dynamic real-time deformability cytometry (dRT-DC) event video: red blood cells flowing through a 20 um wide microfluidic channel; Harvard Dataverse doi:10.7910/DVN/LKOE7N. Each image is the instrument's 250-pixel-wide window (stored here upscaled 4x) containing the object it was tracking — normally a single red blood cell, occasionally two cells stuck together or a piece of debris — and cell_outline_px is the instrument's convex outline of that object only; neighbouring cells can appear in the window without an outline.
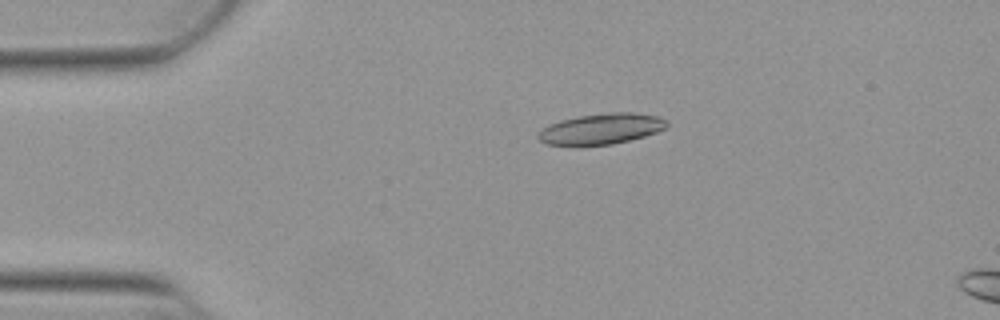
{"species": "Egyptian fruit bat (a non-hibernating species)", "species_latin": "Rousettus aegyptiacus", "temperature_condition": "warm", "stored_images_in_passage": 48, "camera_frame_rate_fps": 3000, "um_per_image_px": 0.085, "animal": {"sex": "female"}, "frame": {"image": 1, "passage_image": 6, "time_ms": 1.667, "image_size_px": [1000, 320], "cell_outline_px": [[668, 124], [664, 128], [656, 132], [644, 136], [612, 144], [580, 148], [576, 148], [544, 144], [536, 136], [544, 128], [560, 120], [580, 116], [608, 112], [632, 112], [660, 116], [668, 120]], "centroid_in_image_um": [51.07, 10.99], "position_along_channel_um": 33.9, "area_um2": 23.64}}
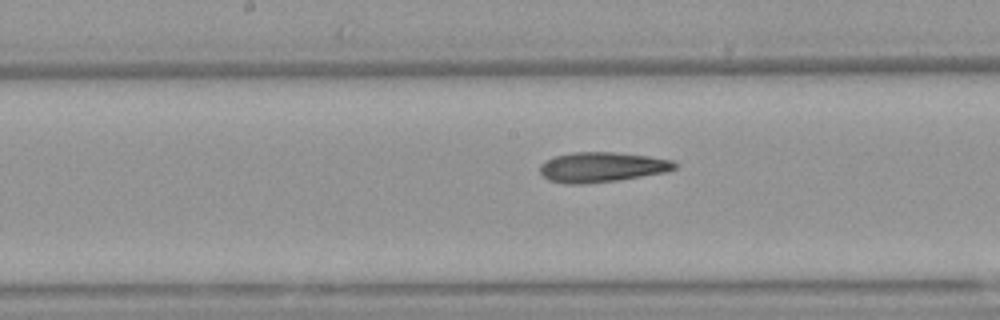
{"frame": {"image": 2, "passage_image": 22, "time_ms": 7.0, "image_size_px": [1000, 320], "cell_outline_px": [[676, 168], [664, 172], [616, 180], [584, 184], [564, 184], [548, 180], [540, 172], [540, 164], [556, 156], [572, 152], [616, 152], [648, 156], [672, 160], [676, 164]], "centroid_in_image_um": [51.13, 14.2], "position_along_channel_um": 197.1, "area_um2": 23.35}}
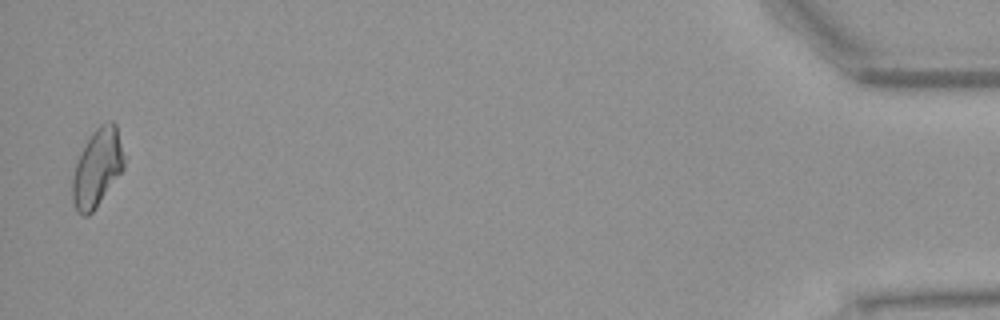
{"frame": {"image": 3, "passage_image": 47, "time_ms": 15.333, "image_size_px": [1000, 320], "cell_outline_px": [[124, 168], [96, 208], [88, 216], [80, 216], [76, 212], [72, 200], [72, 176], [76, 164], [92, 132], [100, 124], [108, 120], [112, 120], [116, 124], [124, 156]], "centroid_in_image_um": [8.26, 14.29], "position_along_channel_um": 426.9, "area_um2": 23.35}, "authors_computed_cell_mechanics": {"area_um2": 23.409, "velocity_mm_per_s": 3.8604, "shape_relaxation_time_tau1_ms": 7.8945, "shape_relaxation_time_tau2_ms": null, "deformation_change_tau1": 0.1473, "deformation_change_tau2": null}}